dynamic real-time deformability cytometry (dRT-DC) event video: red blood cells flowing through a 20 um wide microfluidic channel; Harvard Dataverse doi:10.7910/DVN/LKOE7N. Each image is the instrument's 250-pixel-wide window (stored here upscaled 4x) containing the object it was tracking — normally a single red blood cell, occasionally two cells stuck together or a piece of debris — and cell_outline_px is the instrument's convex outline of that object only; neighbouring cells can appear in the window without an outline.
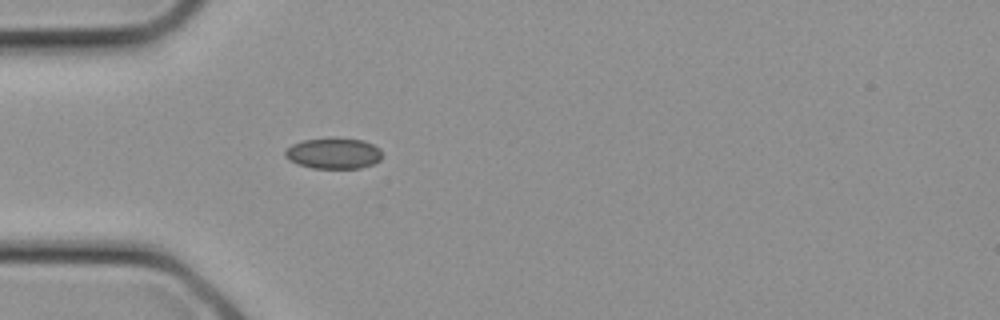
{"species": "common noctule bat (a hibernating species)", "species_latin": "Nyctalus noctula", "temperature_condition": "cold", "stored_images_in_passage": 11, "camera_frame_rate_fps": 3000, "um_per_image_px": 0.085, "animal": {"sex": "female", "body_mass_g": 21.9}, "frame": {"image": 1, "passage_image": 1, "time_ms": 0.0, "image_size_px": [1000, 320], "cell_outline_px": [[384, 156], [380, 160], [372, 164], [360, 168], [312, 168], [288, 160], [284, 156], [284, 152], [292, 144], [304, 140], [336, 136], [364, 140], [380, 148]], "centroid_in_image_um": [28.39, 13.01], "position_along_channel_um": 56.6, "area_um2": 17.86}}
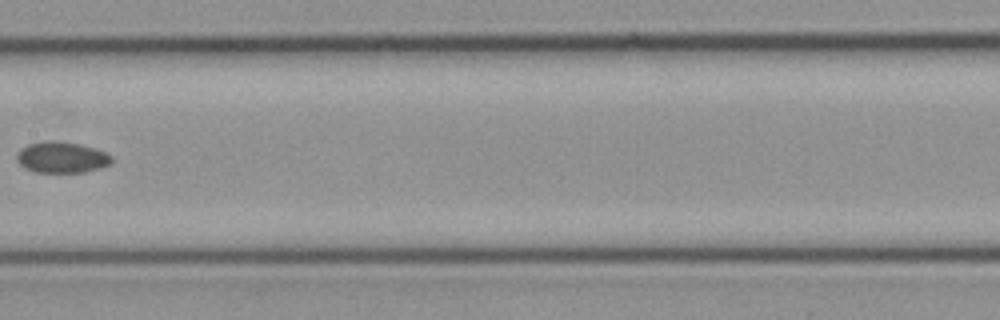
{"frame": {"image": 2, "passage_image": 7, "time_ms": 2.0, "image_size_px": [1000, 320], "cell_outline_px": [[112, 164], [100, 168], [84, 172], [36, 172], [24, 168], [16, 160], [16, 152], [20, 148], [28, 144], [48, 140], [56, 140], [80, 144], [96, 148], [112, 156]], "centroid_in_image_um": [5.23, 13.36], "position_along_channel_um": 202.2, "area_um2": 17.46}}
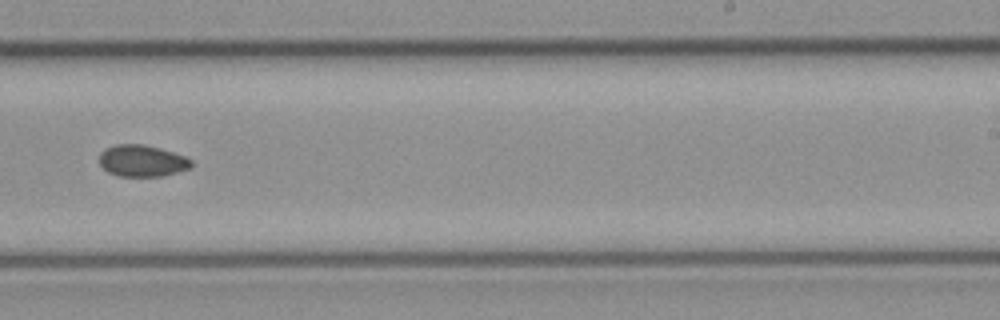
{"frame": {"image": 3, "passage_image": 10, "time_ms": 3.0, "image_size_px": [1000, 320], "cell_outline_px": [[192, 168], [164, 176], [116, 176], [108, 172], [100, 164], [100, 152], [104, 148], [116, 144], [144, 144], [160, 148], [184, 156], [192, 160]], "centroid_in_image_um": [12.08, 13.67], "position_along_channel_um": 276.9, "area_um2": 17.11}}